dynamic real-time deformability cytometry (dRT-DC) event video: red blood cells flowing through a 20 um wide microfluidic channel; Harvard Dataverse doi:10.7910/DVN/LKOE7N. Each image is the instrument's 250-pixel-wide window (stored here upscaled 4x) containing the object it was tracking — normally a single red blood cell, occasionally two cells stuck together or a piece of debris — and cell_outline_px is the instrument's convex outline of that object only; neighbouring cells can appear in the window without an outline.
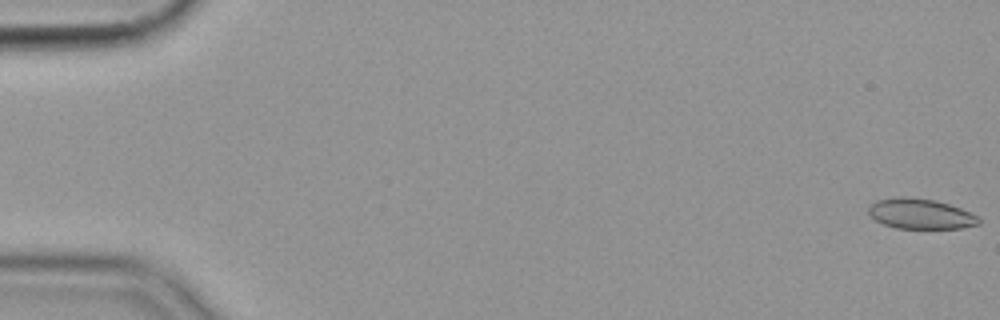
{"species": "common noctule bat (a hibernating species)", "species_latin": "Nyctalus noctula", "temperature_condition": "cold", "stored_images_in_passage": 57, "camera_frame_rate_fps": 3000, "um_per_image_px": 0.085, "animal": {"sex": "female", "body_mass_g": 19.9}, "frame": {"image": 1, "passage_image": 1, "time_ms": 0.0, "image_size_px": [1000, 320], "cell_outline_px": [[980, 224], [960, 228], [896, 228], [884, 224], [876, 220], [868, 212], [868, 208], [876, 200], [896, 196], [904, 196], [936, 200], [960, 208], [980, 216]], "centroid_in_image_um": [78.26, 18.16], "position_along_channel_um": 6.7, "area_um2": 19.48}}
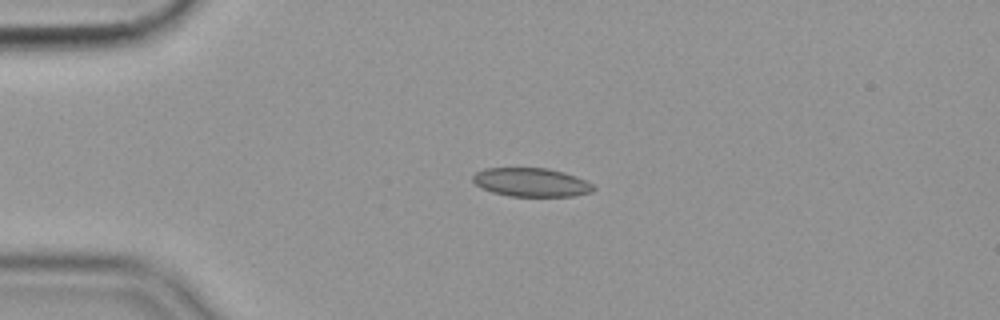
{"frame": {"image": 2, "passage_image": 14, "time_ms": 4.333, "image_size_px": [1000, 320], "cell_outline_px": [[596, 188], [592, 192], [572, 196], [508, 196], [492, 192], [480, 188], [472, 180], [472, 176], [476, 172], [484, 168], [548, 168], [564, 172], [576, 176], [592, 184]], "centroid_in_image_um": [45.13, 15.49], "position_along_channel_um": 39.9, "area_um2": 20.23}}
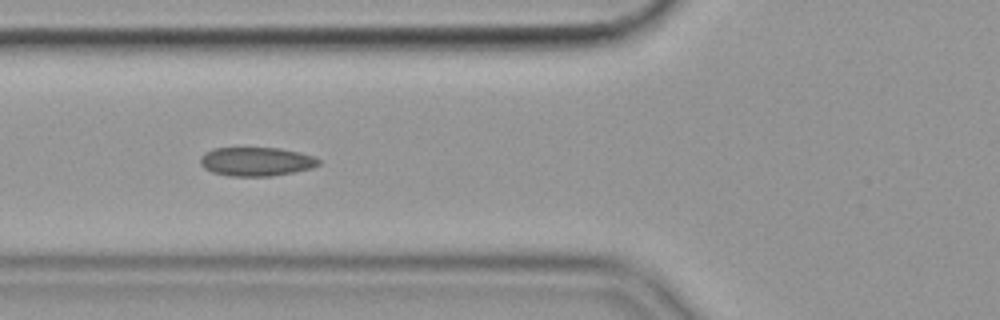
{"frame": {"image": 3, "passage_image": 22, "time_ms": 7.0, "image_size_px": [1000, 320], "cell_outline_px": [[320, 164], [312, 168], [272, 176], [228, 176], [212, 172], [204, 168], [200, 164], [200, 156], [212, 148], [280, 148], [312, 156], [320, 160]], "centroid_in_image_um": [21.74, 13.74], "position_along_channel_um": 104.1, "area_um2": 19.83}, "authors_computed_cell_mechanics": {"area_um2": 19.7098, "velocity_mm_per_s": 3.5696, "shape_relaxation_time_tau1_ms": null, "shape_relaxation_time_tau2_ms": 2.5936, "deformation_change_tau1": null, "deformation_change_tau2": 0.067}}